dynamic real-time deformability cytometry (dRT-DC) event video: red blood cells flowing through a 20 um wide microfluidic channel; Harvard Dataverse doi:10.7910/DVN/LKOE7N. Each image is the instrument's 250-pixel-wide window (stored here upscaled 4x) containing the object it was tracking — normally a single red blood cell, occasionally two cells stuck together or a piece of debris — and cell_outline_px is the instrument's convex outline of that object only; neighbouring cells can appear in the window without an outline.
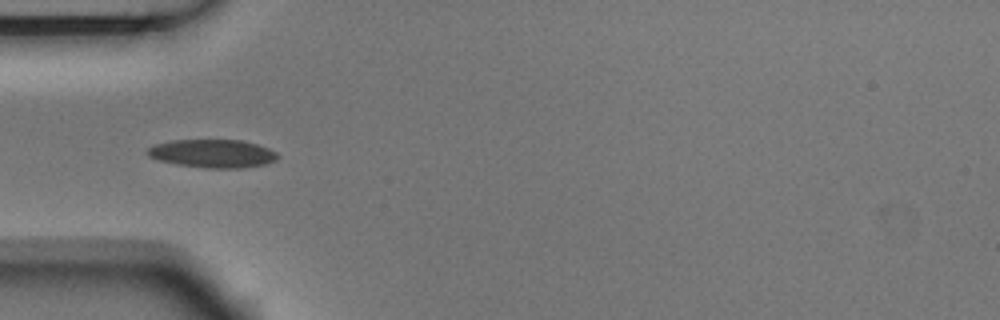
{"species": "Egyptian fruit bat (a non-hibernating species)", "species_latin": "Rousettus aegyptiacus", "temperature_condition": "room temperature", "stored_images_in_passage": 6, "camera_frame_rate_fps": 3000, "um_per_image_px": 0.085, "animal": {"sex": "male"}, "frame": {"image": 1, "passage_image": 4, "time_ms": 1.0, "image_size_px": [1000, 320], "cell_outline_px": [[280, 156], [276, 160], [264, 164], [244, 168], [204, 168], [176, 164], [156, 160], [148, 156], [144, 152], [148, 148], [156, 144], [172, 140], [240, 140], [256, 144], [268, 148], [276, 152]], "centroid_in_image_um": [18.04, 13.06], "position_along_channel_um": 67.0, "area_um2": 21.56}}
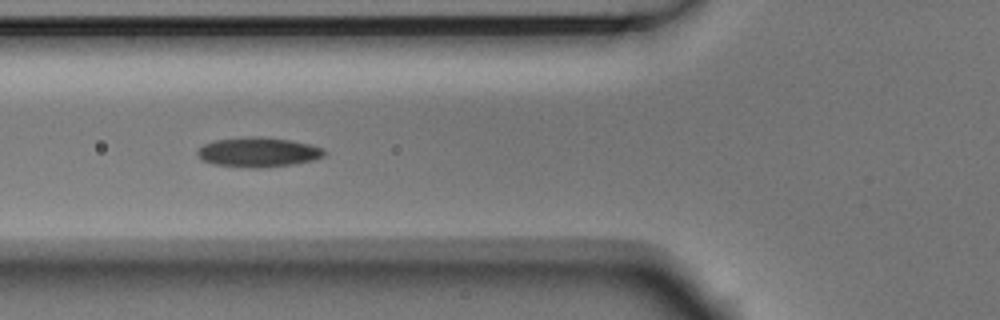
{"frame": {"image": 2, "passage_image": 5, "time_ms": 1.333, "image_size_px": [1000, 320], "cell_outline_px": [[328, 152], [324, 156], [312, 160], [296, 164], [264, 168], [252, 168], [212, 164], [204, 160], [196, 152], [204, 144], [216, 140], [252, 136], [256, 136], [292, 140], [324, 148]], "centroid_in_image_um": [22.0, 12.94], "position_along_channel_um": 103.8, "area_um2": 21.96}}
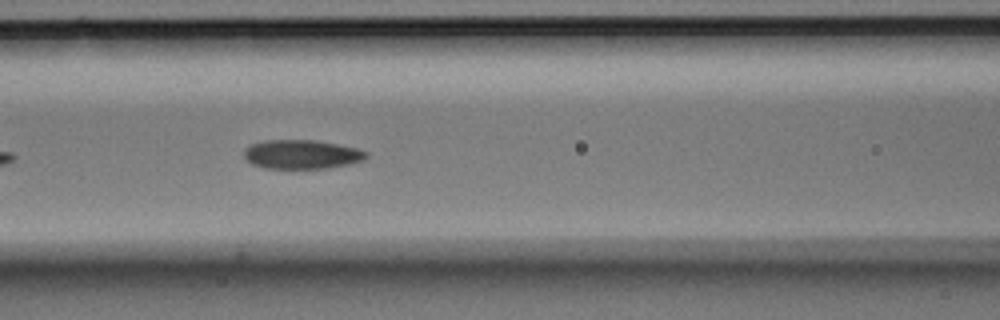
{"frame": {"image": 3, "passage_image": 6, "time_ms": 1.667, "image_size_px": [1000, 320], "cell_outline_px": [[368, 156], [364, 160], [348, 164], [328, 168], [264, 168], [252, 164], [244, 156], [244, 148], [252, 144], [264, 140], [316, 140], [356, 148], [368, 152]], "centroid_in_image_um": [25.64, 13.12], "position_along_channel_um": 141.0, "area_um2": 20.63}}